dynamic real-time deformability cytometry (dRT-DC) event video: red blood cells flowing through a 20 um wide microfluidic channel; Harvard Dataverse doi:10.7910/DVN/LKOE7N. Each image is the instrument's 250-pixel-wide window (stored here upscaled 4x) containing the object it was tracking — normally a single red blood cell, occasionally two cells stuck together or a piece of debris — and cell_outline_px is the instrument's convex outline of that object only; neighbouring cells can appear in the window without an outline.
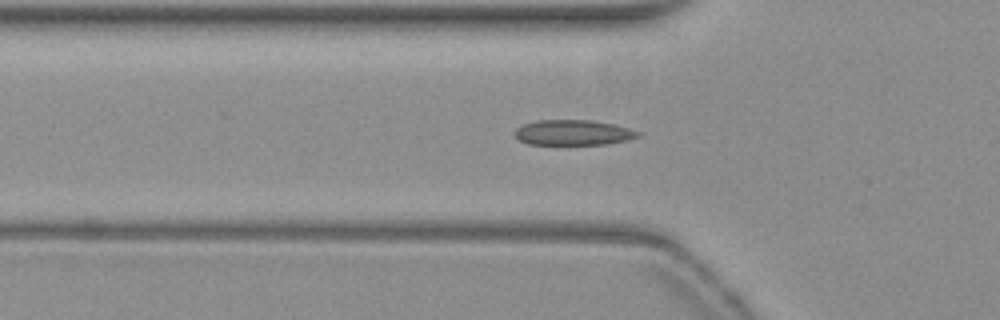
{"species": "common noctule bat (a hibernating species)", "species_latin": "Nyctalus noctula", "temperature_condition": "warm", "stored_images_in_passage": 38, "camera_frame_rate_fps": 3000, "um_per_image_px": 0.085, "animal": {"sex": "female", "body_mass_g": 19.3, "forearm_length_mm": 54.1}, "frame": {"image": 1, "passage_image": 2, "time_ms": 0.333, "image_size_px": [1000, 320], "cell_outline_px": [[640, 136], [628, 140], [608, 144], [528, 144], [520, 140], [516, 136], [516, 128], [524, 124], [536, 120], [592, 120], [612, 124], [628, 128], [640, 132]], "centroid_in_image_um": [48.74, 11.27], "position_along_channel_um": 77.1, "area_um2": 18.03}}
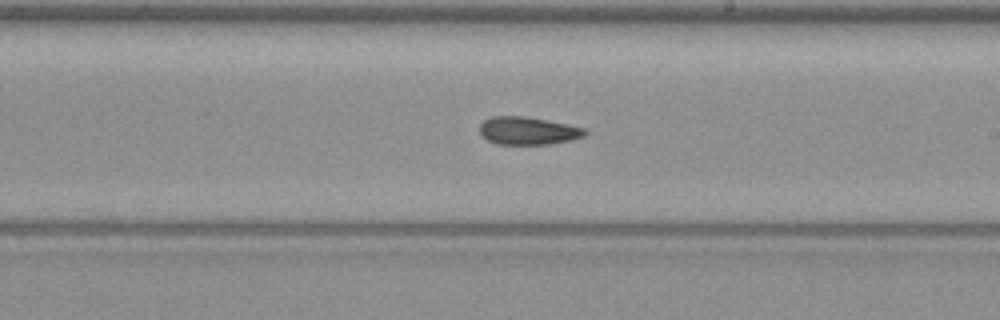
{"frame": {"image": 2, "passage_image": 15, "time_ms": 4.667, "image_size_px": [1000, 320], "cell_outline_px": [[588, 132], [584, 136], [552, 144], [496, 144], [488, 140], [480, 132], [480, 124], [484, 120], [492, 116], [524, 116], [588, 128]], "centroid_in_image_um": [44.89, 11.11], "position_along_channel_um": 244.1, "area_um2": 16.99}}
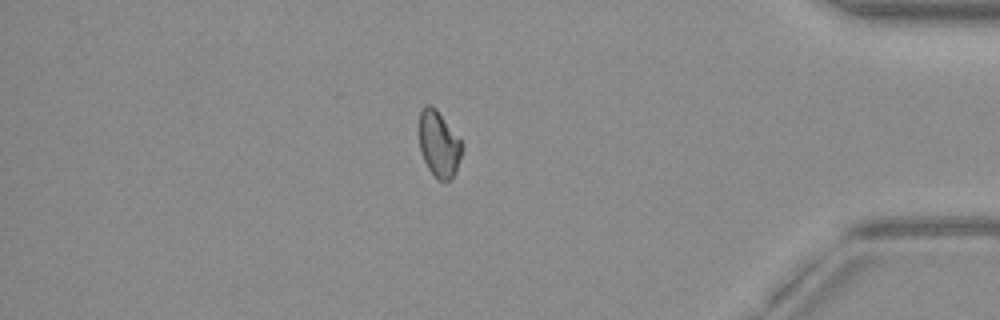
{"frame": {"image": 3, "passage_image": 30, "time_ms": 9.667, "image_size_px": [1000, 320], "cell_outline_px": [[460, 156], [456, 168], [452, 176], [448, 180], [436, 180], [428, 168], [420, 152], [420, 112], [424, 104], [432, 104], [436, 108], [460, 140]], "centroid_in_image_um": [37.25, 12.22], "position_along_channel_um": 397.9, "area_um2": 16.01}, "authors_computed_cell_mechanics": {"area_um2": 17.1377, "velocity_mm_per_s": 3.8412, "shape_relaxation_time_tau1_ms": null, "shape_relaxation_time_tau2_ms": 8.2706, "deformation_change_tau1": null, "deformation_change_tau2": 0.1127}}